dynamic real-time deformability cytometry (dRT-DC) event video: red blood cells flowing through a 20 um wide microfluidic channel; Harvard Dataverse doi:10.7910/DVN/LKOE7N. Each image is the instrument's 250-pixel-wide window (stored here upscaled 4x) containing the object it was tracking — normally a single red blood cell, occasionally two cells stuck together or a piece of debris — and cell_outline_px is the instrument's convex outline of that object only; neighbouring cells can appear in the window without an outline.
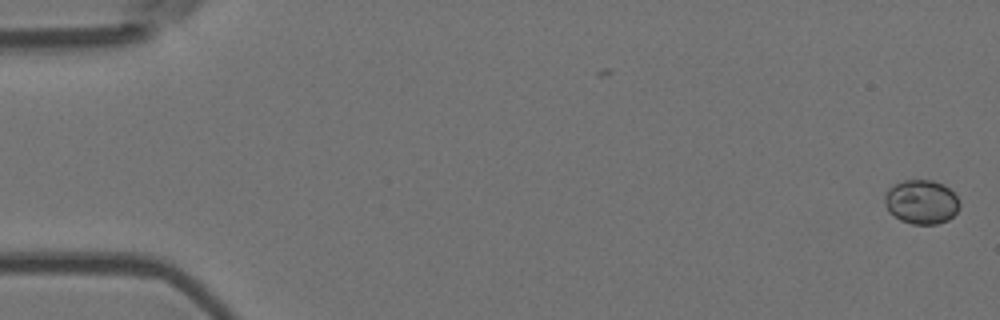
{"species": "Egyptian fruit bat (a non-hibernating species)", "species_latin": "Rousettus aegyptiacus", "temperature_condition": "room temperature", "stored_images_in_passage": 8, "camera_frame_rate_fps": 3000, "um_per_image_px": 0.085, "animal": {"sex": "female"}, "frame": {"image": 1, "passage_image": 1, "time_ms": 0.0, "image_size_px": [1000, 320], "cell_outline_px": [[960, 204], [956, 212], [948, 220], [936, 224], [912, 224], [900, 220], [888, 212], [884, 204], [884, 196], [888, 188], [904, 180], [932, 180], [944, 184], [956, 196]], "centroid_in_image_um": [78.29, 17.16], "position_along_channel_um": 6.7, "area_um2": 19.31}}
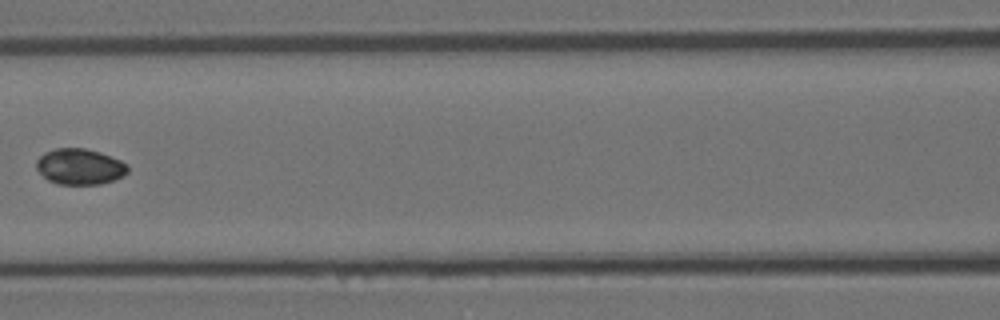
{"frame": {"image": 2, "passage_image": 7, "time_ms": 2.0, "image_size_px": [1000, 320], "cell_outline_px": [[128, 172], [124, 176], [100, 184], [56, 184], [48, 180], [36, 168], [36, 160], [44, 152], [56, 148], [84, 148], [100, 152], [120, 160], [128, 164]], "centroid_in_image_um": [6.78, 14.16], "position_along_channel_um": 159.8, "area_um2": 19.13}}
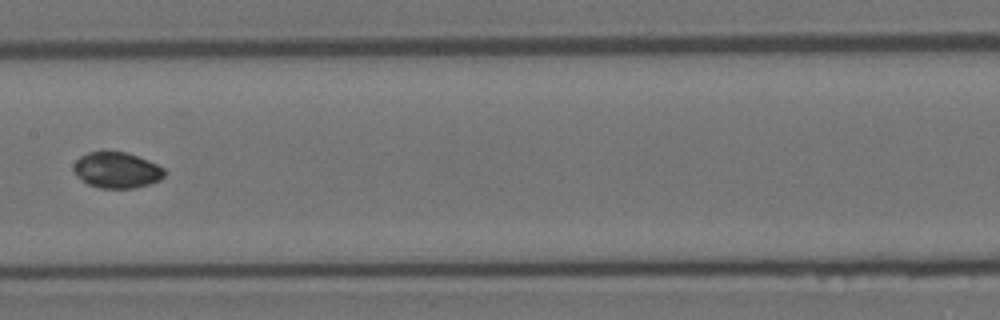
{"frame": {"image": 3, "passage_image": 8, "time_ms": 2.333, "image_size_px": [1000, 320], "cell_outline_px": [[164, 176], [160, 180], [148, 184], [132, 188], [100, 188], [88, 184], [76, 176], [72, 168], [76, 160], [80, 156], [88, 152], [124, 152], [148, 160], [164, 168]], "centroid_in_image_um": [9.9, 14.46], "position_along_channel_um": 197.5, "area_um2": 18.84}}